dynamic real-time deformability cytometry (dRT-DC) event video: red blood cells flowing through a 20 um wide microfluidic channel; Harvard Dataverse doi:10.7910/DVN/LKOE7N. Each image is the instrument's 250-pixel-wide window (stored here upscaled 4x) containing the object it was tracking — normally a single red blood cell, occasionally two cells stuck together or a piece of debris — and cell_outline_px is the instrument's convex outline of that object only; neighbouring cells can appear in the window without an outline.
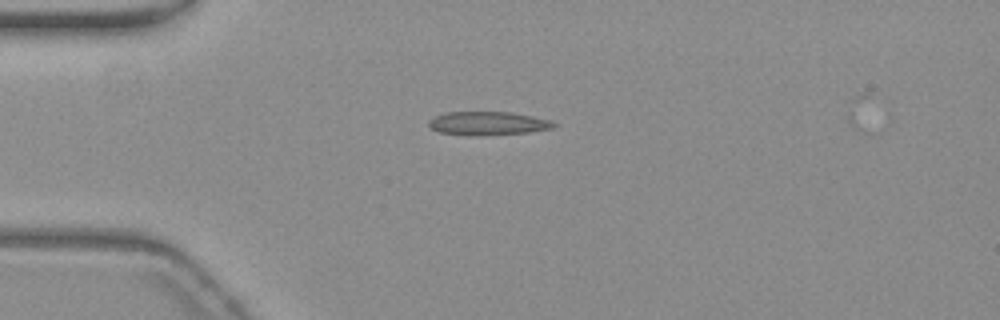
{"species": "common noctule bat (a hibernating species)", "species_latin": "Nyctalus noctula", "temperature_condition": "warm", "stored_images_in_passage": 2, "camera_frame_rate_fps": 3000, "um_per_image_px": 0.085, "animal": {"sex": "female", "body_mass_g": 19.3, "forearm_length_mm": 54.1}, "frame": {"image": 1, "passage_image": 1, "time_ms": 0.0, "image_size_px": [1000, 320], "cell_outline_px": [[556, 124], [552, 128], [528, 132], [476, 136], [468, 136], [440, 132], [432, 128], [428, 124], [428, 120], [444, 112], [512, 112], [552, 120]], "centroid_in_image_um": [41.46, 10.48], "position_along_channel_um": 43.5, "area_um2": 17.17}}